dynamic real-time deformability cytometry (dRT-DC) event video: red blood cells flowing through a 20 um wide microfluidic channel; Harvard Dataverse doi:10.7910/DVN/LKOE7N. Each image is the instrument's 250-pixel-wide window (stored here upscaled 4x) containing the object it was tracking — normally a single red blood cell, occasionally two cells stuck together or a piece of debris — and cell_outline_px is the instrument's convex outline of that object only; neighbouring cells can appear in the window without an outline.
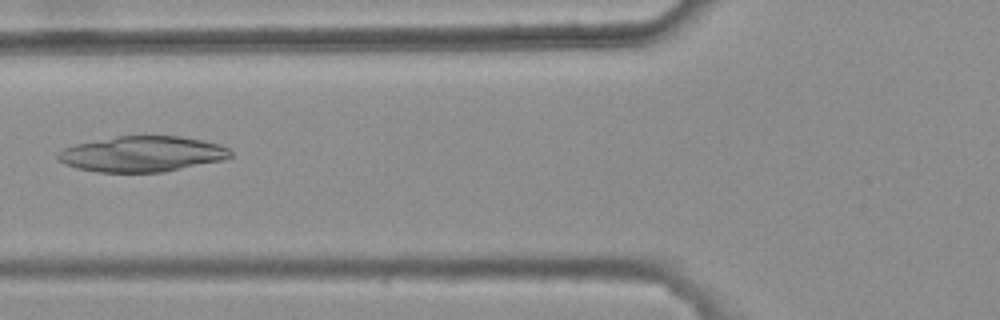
{"species": "common noctule bat (a hibernating species)", "species_latin": "Nyctalus noctula", "temperature_condition": "warm", "stored_images_in_passage": 6, "camera_frame_rate_fps": 3000, "um_per_image_px": 0.085, "animal": {"sex": "female", "body_mass_g": 25.1}, "frame": {"image": 1, "passage_image": 6, "time_ms": 1.667, "image_size_px": [1000, 320], "cell_outline_px": [[232, 156], [224, 160], [164, 172], [96, 172], [76, 168], [64, 164], [56, 156], [64, 148], [76, 144], [116, 136], [180, 136], [220, 144], [228, 148], [232, 152]], "centroid_in_image_um": [12.1, 13.09], "position_along_channel_um": 113.7, "area_um2": 35.78}}